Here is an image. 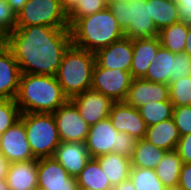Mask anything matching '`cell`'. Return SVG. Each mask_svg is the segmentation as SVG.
<instances>
[{
  "label": "cell",
  "instance_id": "17",
  "mask_svg": "<svg viewBox=\"0 0 191 190\" xmlns=\"http://www.w3.org/2000/svg\"><path fill=\"white\" fill-rule=\"evenodd\" d=\"M21 71L12 51L0 49V99H14L19 89Z\"/></svg>",
  "mask_w": 191,
  "mask_h": 190
},
{
  "label": "cell",
  "instance_id": "24",
  "mask_svg": "<svg viewBox=\"0 0 191 190\" xmlns=\"http://www.w3.org/2000/svg\"><path fill=\"white\" fill-rule=\"evenodd\" d=\"M167 151L151 144L146 139L137 141L131 158L132 167L155 170Z\"/></svg>",
  "mask_w": 191,
  "mask_h": 190
},
{
  "label": "cell",
  "instance_id": "19",
  "mask_svg": "<svg viewBox=\"0 0 191 190\" xmlns=\"http://www.w3.org/2000/svg\"><path fill=\"white\" fill-rule=\"evenodd\" d=\"M161 47L158 36L133 40V57L130 73L133 79L146 76L150 63Z\"/></svg>",
  "mask_w": 191,
  "mask_h": 190
},
{
  "label": "cell",
  "instance_id": "37",
  "mask_svg": "<svg viewBox=\"0 0 191 190\" xmlns=\"http://www.w3.org/2000/svg\"><path fill=\"white\" fill-rule=\"evenodd\" d=\"M176 151L183 163H191V134L180 137Z\"/></svg>",
  "mask_w": 191,
  "mask_h": 190
},
{
  "label": "cell",
  "instance_id": "12",
  "mask_svg": "<svg viewBox=\"0 0 191 190\" xmlns=\"http://www.w3.org/2000/svg\"><path fill=\"white\" fill-rule=\"evenodd\" d=\"M0 152L9 163L36 159L28 143L24 124L20 119L0 135Z\"/></svg>",
  "mask_w": 191,
  "mask_h": 190
},
{
  "label": "cell",
  "instance_id": "28",
  "mask_svg": "<svg viewBox=\"0 0 191 190\" xmlns=\"http://www.w3.org/2000/svg\"><path fill=\"white\" fill-rule=\"evenodd\" d=\"M188 34V23L177 22L166 26L159 31L161 46L174 54L184 52L186 37Z\"/></svg>",
  "mask_w": 191,
  "mask_h": 190
},
{
  "label": "cell",
  "instance_id": "42",
  "mask_svg": "<svg viewBox=\"0 0 191 190\" xmlns=\"http://www.w3.org/2000/svg\"><path fill=\"white\" fill-rule=\"evenodd\" d=\"M28 0H6L9 6L18 13Z\"/></svg>",
  "mask_w": 191,
  "mask_h": 190
},
{
  "label": "cell",
  "instance_id": "9",
  "mask_svg": "<svg viewBox=\"0 0 191 190\" xmlns=\"http://www.w3.org/2000/svg\"><path fill=\"white\" fill-rule=\"evenodd\" d=\"M132 81L130 71L110 70L95 63L91 89L109 97L113 102H124Z\"/></svg>",
  "mask_w": 191,
  "mask_h": 190
},
{
  "label": "cell",
  "instance_id": "45",
  "mask_svg": "<svg viewBox=\"0 0 191 190\" xmlns=\"http://www.w3.org/2000/svg\"><path fill=\"white\" fill-rule=\"evenodd\" d=\"M7 36L0 30V49L6 46Z\"/></svg>",
  "mask_w": 191,
  "mask_h": 190
},
{
  "label": "cell",
  "instance_id": "47",
  "mask_svg": "<svg viewBox=\"0 0 191 190\" xmlns=\"http://www.w3.org/2000/svg\"><path fill=\"white\" fill-rule=\"evenodd\" d=\"M76 190H95V189H92V188H89V187L78 186L77 185Z\"/></svg>",
  "mask_w": 191,
  "mask_h": 190
},
{
  "label": "cell",
  "instance_id": "43",
  "mask_svg": "<svg viewBox=\"0 0 191 190\" xmlns=\"http://www.w3.org/2000/svg\"><path fill=\"white\" fill-rule=\"evenodd\" d=\"M78 3V0H61L63 10L68 14Z\"/></svg>",
  "mask_w": 191,
  "mask_h": 190
},
{
  "label": "cell",
  "instance_id": "23",
  "mask_svg": "<svg viewBox=\"0 0 191 190\" xmlns=\"http://www.w3.org/2000/svg\"><path fill=\"white\" fill-rule=\"evenodd\" d=\"M175 54L160 47L149 65L148 72L143 78L150 82L170 84V75H173V58Z\"/></svg>",
  "mask_w": 191,
  "mask_h": 190
},
{
  "label": "cell",
  "instance_id": "10",
  "mask_svg": "<svg viewBox=\"0 0 191 190\" xmlns=\"http://www.w3.org/2000/svg\"><path fill=\"white\" fill-rule=\"evenodd\" d=\"M61 142H85L90 126L75 104L68 100L53 113Z\"/></svg>",
  "mask_w": 191,
  "mask_h": 190
},
{
  "label": "cell",
  "instance_id": "16",
  "mask_svg": "<svg viewBox=\"0 0 191 190\" xmlns=\"http://www.w3.org/2000/svg\"><path fill=\"white\" fill-rule=\"evenodd\" d=\"M169 100L168 84L133 79L124 102L137 109L149 102Z\"/></svg>",
  "mask_w": 191,
  "mask_h": 190
},
{
  "label": "cell",
  "instance_id": "40",
  "mask_svg": "<svg viewBox=\"0 0 191 190\" xmlns=\"http://www.w3.org/2000/svg\"><path fill=\"white\" fill-rule=\"evenodd\" d=\"M9 164L5 156L0 152V179L6 178Z\"/></svg>",
  "mask_w": 191,
  "mask_h": 190
},
{
  "label": "cell",
  "instance_id": "27",
  "mask_svg": "<svg viewBox=\"0 0 191 190\" xmlns=\"http://www.w3.org/2000/svg\"><path fill=\"white\" fill-rule=\"evenodd\" d=\"M78 186L95 190H111L112 185L95 158H90L76 177Z\"/></svg>",
  "mask_w": 191,
  "mask_h": 190
},
{
  "label": "cell",
  "instance_id": "31",
  "mask_svg": "<svg viewBox=\"0 0 191 190\" xmlns=\"http://www.w3.org/2000/svg\"><path fill=\"white\" fill-rule=\"evenodd\" d=\"M168 86L173 106L191 105V76L174 80Z\"/></svg>",
  "mask_w": 191,
  "mask_h": 190
},
{
  "label": "cell",
  "instance_id": "15",
  "mask_svg": "<svg viewBox=\"0 0 191 190\" xmlns=\"http://www.w3.org/2000/svg\"><path fill=\"white\" fill-rule=\"evenodd\" d=\"M99 67L130 71L133 57V40L127 37L113 42L94 53Z\"/></svg>",
  "mask_w": 191,
  "mask_h": 190
},
{
  "label": "cell",
  "instance_id": "21",
  "mask_svg": "<svg viewBox=\"0 0 191 190\" xmlns=\"http://www.w3.org/2000/svg\"><path fill=\"white\" fill-rule=\"evenodd\" d=\"M180 134L173 118L147 127L145 138L154 146L166 151L176 150Z\"/></svg>",
  "mask_w": 191,
  "mask_h": 190
},
{
  "label": "cell",
  "instance_id": "48",
  "mask_svg": "<svg viewBox=\"0 0 191 190\" xmlns=\"http://www.w3.org/2000/svg\"><path fill=\"white\" fill-rule=\"evenodd\" d=\"M165 190H182L179 187H171V188H166Z\"/></svg>",
  "mask_w": 191,
  "mask_h": 190
},
{
  "label": "cell",
  "instance_id": "34",
  "mask_svg": "<svg viewBox=\"0 0 191 190\" xmlns=\"http://www.w3.org/2000/svg\"><path fill=\"white\" fill-rule=\"evenodd\" d=\"M172 118L180 136L191 134V105L174 106Z\"/></svg>",
  "mask_w": 191,
  "mask_h": 190
},
{
  "label": "cell",
  "instance_id": "32",
  "mask_svg": "<svg viewBox=\"0 0 191 190\" xmlns=\"http://www.w3.org/2000/svg\"><path fill=\"white\" fill-rule=\"evenodd\" d=\"M108 8V0H78L77 5L67 14L71 26L81 17L92 15Z\"/></svg>",
  "mask_w": 191,
  "mask_h": 190
},
{
  "label": "cell",
  "instance_id": "38",
  "mask_svg": "<svg viewBox=\"0 0 191 190\" xmlns=\"http://www.w3.org/2000/svg\"><path fill=\"white\" fill-rule=\"evenodd\" d=\"M182 190H191V163H183L178 181Z\"/></svg>",
  "mask_w": 191,
  "mask_h": 190
},
{
  "label": "cell",
  "instance_id": "30",
  "mask_svg": "<svg viewBox=\"0 0 191 190\" xmlns=\"http://www.w3.org/2000/svg\"><path fill=\"white\" fill-rule=\"evenodd\" d=\"M129 179L132 181L136 190L166 189L153 169L132 167Z\"/></svg>",
  "mask_w": 191,
  "mask_h": 190
},
{
  "label": "cell",
  "instance_id": "4",
  "mask_svg": "<svg viewBox=\"0 0 191 190\" xmlns=\"http://www.w3.org/2000/svg\"><path fill=\"white\" fill-rule=\"evenodd\" d=\"M94 65L95 55L92 52L72 44L65 51L56 79L69 100L91 89Z\"/></svg>",
  "mask_w": 191,
  "mask_h": 190
},
{
  "label": "cell",
  "instance_id": "20",
  "mask_svg": "<svg viewBox=\"0 0 191 190\" xmlns=\"http://www.w3.org/2000/svg\"><path fill=\"white\" fill-rule=\"evenodd\" d=\"M6 180L10 190L38 188L37 159L10 163Z\"/></svg>",
  "mask_w": 191,
  "mask_h": 190
},
{
  "label": "cell",
  "instance_id": "26",
  "mask_svg": "<svg viewBox=\"0 0 191 190\" xmlns=\"http://www.w3.org/2000/svg\"><path fill=\"white\" fill-rule=\"evenodd\" d=\"M182 159L176 150L167 151L155 171L166 188L178 187Z\"/></svg>",
  "mask_w": 191,
  "mask_h": 190
},
{
  "label": "cell",
  "instance_id": "5",
  "mask_svg": "<svg viewBox=\"0 0 191 190\" xmlns=\"http://www.w3.org/2000/svg\"><path fill=\"white\" fill-rule=\"evenodd\" d=\"M108 9L116 17L125 37L135 40L159 35L149 15V0H108Z\"/></svg>",
  "mask_w": 191,
  "mask_h": 190
},
{
  "label": "cell",
  "instance_id": "35",
  "mask_svg": "<svg viewBox=\"0 0 191 190\" xmlns=\"http://www.w3.org/2000/svg\"><path fill=\"white\" fill-rule=\"evenodd\" d=\"M17 23V13L9 6L6 0L0 1V30L8 36L14 31Z\"/></svg>",
  "mask_w": 191,
  "mask_h": 190
},
{
  "label": "cell",
  "instance_id": "1",
  "mask_svg": "<svg viewBox=\"0 0 191 190\" xmlns=\"http://www.w3.org/2000/svg\"><path fill=\"white\" fill-rule=\"evenodd\" d=\"M72 44L69 28L44 25L16 27L7 36L21 73L56 76L65 51Z\"/></svg>",
  "mask_w": 191,
  "mask_h": 190
},
{
  "label": "cell",
  "instance_id": "41",
  "mask_svg": "<svg viewBox=\"0 0 191 190\" xmlns=\"http://www.w3.org/2000/svg\"><path fill=\"white\" fill-rule=\"evenodd\" d=\"M111 190H136L132 181L127 179L126 181L121 182L120 184L113 186Z\"/></svg>",
  "mask_w": 191,
  "mask_h": 190
},
{
  "label": "cell",
  "instance_id": "39",
  "mask_svg": "<svg viewBox=\"0 0 191 190\" xmlns=\"http://www.w3.org/2000/svg\"><path fill=\"white\" fill-rule=\"evenodd\" d=\"M179 12V21L191 24V0H175Z\"/></svg>",
  "mask_w": 191,
  "mask_h": 190
},
{
  "label": "cell",
  "instance_id": "8",
  "mask_svg": "<svg viewBox=\"0 0 191 190\" xmlns=\"http://www.w3.org/2000/svg\"><path fill=\"white\" fill-rule=\"evenodd\" d=\"M44 25L52 28H69L67 13L61 0H28L17 13L16 27Z\"/></svg>",
  "mask_w": 191,
  "mask_h": 190
},
{
  "label": "cell",
  "instance_id": "13",
  "mask_svg": "<svg viewBox=\"0 0 191 190\" xmlns=\"http://www.w3.org/2000/svg\"><path fill=\"white\" fill-rule=\"evenodd\" d=\"M108 118L117 131L128 133L137 140L145 138L147 125L137 108L125 102H114Z\"/></svg>",
  "mask_w": 191,
  "mask_h": 190
},
{
  "label": "cell",
  "instance_id": "44",
  "mask_svg": "<svg viewBox=\"0 0 191 190\" xmlns=\"http://www.w3.org/2000/svg\"><path fill=\"white\" fill-rule=\"evenodd\" d=\"M184 52L191 57V24H188V34L186 37Z\"/></svg>",
  "mask_w": 191,
  "mask_h": 190
},
{
  "label": "cell",
  "instance_id": "14",
  "mask_svg": "<svg viewBox=\"0 0 191 190\" xmlns=\"http://www.w3.org/2000/svg\"><path fill=\"white\" fill-rule=\"evenodd\" d=\"M71 101L89 126L108 118L114 103L109 97L92 89L85 90L72 98Z\"/></svg>",
  "mask_w": 191,
  "mask_h": 190
},
{
  "label": "cell",
  "instance_id": "29",
  "mask_svg": "<svg viewBox=\"0 0 191 190\" xmlns=\"http://www.w3.org/2000/svg\"><path fill=\"white\" fill-rule=\"evenodd\" d=\"M173 108L174 106L169 99L167 101L149 102L138 110L147 127H149L172 118Z\"/></svg>",
  "mask_w": 191,
  "mask_h": 190
},
{
  "label": "cell",
  "instance_id": "7",
  "mask_svg": "<svg viewBox=\"0 0 191 190\" xmlns=\"http://www.w3.org/2000/svg\"><path fill=\"white\" fill-rule=\"evenodd\" d=\"M137 141L128 133L117 131L106 118L90 126L85 143L91 158L116 153L131 159Z\"/></svg>",
  "mask_w": 191,
  "mask_h": 190
},
{
  "label": "cell",
  "instance_id": "25",
  "mask_svg": "<svg viewBox=\"0 0 191 190\" xmlns=\"http://www.w3.org/2000/svg\"><path fill=\"white\" fill-rule=\"evenodd\" d=\"M149 15L159 31L179 22V12L175 0H149Z\"/></svg>",
  "mask_w": 191,
  "mask_h": 190
},
{
  "label": "cell",
  "instance_id": "11",
  "mask_svg": "<svg viewBox=\"0 0 191 190\" xmlns=\"http://www.w3.org/2000/svg\"><path fill=\"white\" fill-rule=\"evenodd\" d=\"M37 174L38 188L43 190H76L78 185L54 157L37 159Z\"/></svg>",
  "mask_w": 191,
  "mask_h": 190
},
{
  "label": "cell",
  "instance_id": "46",
  "mask_svg": "<svg viewBox=\"0 0 191 190\" xmlns=\"http://www.w3.org/2000/svg\"><path fill=\"white\" fill-rule=\"evenodd\" d=\"M0 190H10L6 178L0 179Z\"/></svg>",
  "mask_w": 191,
  "mask_h": 190
},
{
  "label": "cell",
  "instance_id": "33",
  "mask_svg": "<svg viewBox=\"0 0 191 190\" xmlns=\"http://www.w3.org/2000/svg\"><path fill=\"white\" fill-rule=\"evenodd\" d=\"M20 114L14 99H0V135L19 120Z\"/></svg>",
  "mask_w": 191,
  "mask_h": 190
},
{
  "label": "cell",
  "instance_id": "18",
  "mask_svg": "<svg viewBox=\"0 0 191 190\" xmlns=\"http://www.w3.org/2000/svg\"><path fill=\"white\" fill-rule=\"evenodd\" d=\"M71 177H77L91 158L85 142H60L53 156Z\"/></svg>",
  "mask_w": 191,
  "mask_h": 190
},
{
  "label": "cell",
  "instance_id": "22",
  "mask_svg": "<svg viewBox=\"0 0 191 190\" xmlns=\"http://www.w3.org/2000/svg\"><path fill=\"white\" fill-rule=\"evenodd\" d=\"M95 159L100 164L112 186L129 179L132 168L130 158L116 153H108Z\"/></svg>",
  "mask_w": 191,
  "mask_h": 190
},
{
  "label": "cell",
  "instance_id": "6",
  "mask_svg": "<svg viewBox=\"0 0 191 190\" xmlns=\"http://www.w3.org/2000/svg\"><path fill=\"white\" fill-rule=\"evenodd\" d=\"M26 137L36 159L53 157L61 139L52 113H21Z\"/></svg>",
  "mask_w": 191,
  "mask_h": 190
},
{
  "label": "cell",
  "instance_id": "3",
  "mask_svg": "<svg viewBox=\"0 0 191 190\" xmlns=\"http://www.w3.org/2000/svg\"><path fill=\"white\" fill-rule=\"evenodd\" d=\"M69 29L72 45L92 53L125 37L116 17L108 8L79 18Z\"/></svg>",
  "mask_w": 191,
  "mask_h": 190
},
{
  "label": "cell",
  "instance_id": "36",
  "mask_svg": "<svg viewBox=\"0 0 191 190\" xmlns=\"http://www.w3.org/2000/svg\"><path fill=\"white\" fill-rule=\"evenodd\" d=\"M187 76H191V57L185 52L175 54L170 82Z\"/></svg>",
  "mask_w": 191,
  "mask_h": 190
},
{
  "label": "cell",
  "instance_id": "2",
  "mask_svg": "<svg viewBox=\"0 0 191 190\" xmlns=\"http://www.w3.org/2000/svg\"><path fill=\"white\" fill-rule=\"evenodd\" d=\"M69 99L56 76L21 73L15 98L21 113H54Z\"/></svg>",
  "mask_w": 191,
  "mask_h": 190
}]
</instances>
